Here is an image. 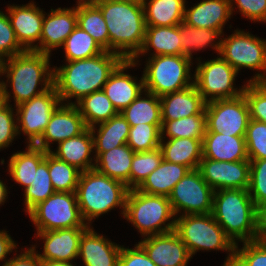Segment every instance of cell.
Wrapping results in <instances>:
<instances>
[{
	"mask_svg": "<svg viewBox=\"0 0 266 266\" xmlns=\"http://www.w3.org/2000/svg\"><path fill=\"white\" fill-rule=\"evenodd\" d=\"M123 60L120 55L105 50L97 56L67 61V65L53 69V85L61 102L73 97L78 102L88 94L101 91L112 72Z\"/></svg>",
	"mask_w": 266,
	"mask_h": 266,
	"instance_id": "cell-1",
	"label": "cell"
},
{
	"mask_svg": "<svg viewBox=\"0 0 266 266\" xmlns=\"http://www.w3.org/2000/svg\"><path fill=\"white\" fill-rule=\"evenodd\" d=\"M109 33V51L132 60L142 48L146 22L142 0L95 4Z\"/></svg>",
	"mask_w": 266,
	"mask_h": 266,
	"instance_id": "cell-2",
	"label": "cell"
},
{
	"mask_svg": "<svg viewBox=\"0 0 266 266\" xmlns=\"http://www.w3.org/2000/svg\"><path fill=\"white\" fill-rule=\"evenodd\" d=\"M50 55L26 50L5 59L3 73L11 82L15 106L38 96L53 86L54 70H49ZM44 78V79H43ZM40 82L43 88L36 90Z\"/></svg>",
	"mask_w": 266,
	"mask_h": 266,
	"instance_id": "cell-3",
	"label": "cell"
},
{
	"mask_svg": "<svg viewBox=\"0 0 266 266\" xmlns=\"http://www.w3.org/2000/svg\"><path fill=\"white\" fill-rule=\"evenodd\" d=\"M212 215L234 244L254 241L256 207L248 189L214 191Z\"/></svg>",
	"mask_w": 266,
	"mask_h": 266,
	"instance_id": "cell-4",
	"label": "cell"
},
{
	"mask_svg": "<svg viewBox=\"0 0 266 266\" xmlns=\"http://www.w3.org/2000/svg\"><path fill=\"white\" fill-rule=\"evenodd\" d=\"M128 191L124 183L95 169L81 172L76 195L83 220L89 225L93 218L118 206L122 207L124 216Z\"/></svg>",
	"mask_w": 266,
	"mask_h": 266,
	"instance_id": "cell-5",
	"label": "cell"
},
{
	"mask_svg": "<svg viewBox=\"0 0 266 266\" xmlns=\"http://www.w3.org/2000/svg\"><path fill=\"white\" fill-rule=\"evenodd\" d=\"M124 217L144 237L165 234L175 229V214L169 197L149 195L137 189L128 191ZM167 221L170 222L165 224Z\"/></svg>",
	"mask_w": 266,
	"mask_h": 266,
	"instance_id": "cell-6",
	"label": "cell"
},
{
	"mask_svg": "<svg viewBox=\"0 0 266 266\" xmlns=\"http://www.w3.org/2000/svg\"><path fill=\"white\" fill-rule=\"evenodd\" d=\"M174 231L192 257L199 250L230 251L229 259L235 254L236 244L226 235L212 213L181 215L175 219Z\"/></svg>",
	"mask_w": 266,
	"mask_h": 266,
	"instance_id": "cell-7",
	"label": "cell"
},
{
	"mask_svg": "<svg viewBox=\"0 0 266 266\" xmlns=\"http://www.w3.org/2000/svg\"><path fill=\"white\" fill-rule=\"evenodd\" d=\"M150 58L143 74L145 91L161 97L194 84V81L190 82L192 60L187 56L160 55Z\"/></svg>",
	"mask_w": 266,
	"mask_h": 266,
	"instance_id": "cell-8",
	"label": "cell"
},
{
	"mask_svg": "<svg viewBox=\"0 0 266 266\" xmlns=\"http://www.w3.org/2000/svg\"><path fill=\"white\" fill-rule=\"evenodd\" d=\"M28 214L37 227V232L90 227L82 218L76 192H54L45 201L33 207Z\"/></svg>",
	"mask_w": 266,
	"mask_h": 266,
	"instance_id": "cell-9",
	"label": "cell"
},
{
	"mask_svg": "<svg viewBox=\"0 0 266 266\" xmlns=\"http://www.w3.org/2000/svg\"><path fill=\"white\" fill-rule=\"evenodd\" d=\"M219 55L237 72L243 67L264 70L249 82L266 81V41L241 30L221 40Z\"/></svg>",
	"mask_w": 266,
	"mask_h": 266,
	"instance_id": "cell-10",
	"label": "cell"
},
{
	"mask_svg": "<svg viewBox=\"0 0 266 266\" xmlns=\"http://www.w3.org/2000/svg\"><path fill=\"white\" fill-rule=\"evenodd\" d=\"M237 73L220 56L205 63L200 61L193 81L203 100L208 103L219 99L235 98L243 94L244 86L241 89L239 88V90L233 86Z\"/></svg>",
	"mask_w": 266,
	"mask_h": 266,
	"instance_id": "cell-11",
	"label": "cell"
},
{
	"mask_svg": "<svg viewBox=\"0 0 266 266\" xmlns=\"http://www.w3.org/2000/svg\"><path fill=\"white\" fill-rule=\"evenodd\" d=\"M206 132L245 136L250 120L249 107L242 94L235 98L206 103Z\"/></svg>",
	"mask_w": 266,
	"mask_h": 266,
	"instance_id": "cell-12",
	"label": "cell"
},
{
	"mask_svg": "<svg viewBox=\"0 0 266 266\" xmlns=\"http://www.w3.org/2000/svg\"><path fill=\"white\" fill-rule=\"evenodd\" d=\"M214 189L202 178L198 169L190 170L173 188L169 196L174 214H206L213 210Z\"/></svg>",
	"mask_w": 266,
	"mask_h": 266,
	"instance_id": "cell-13",
	"label": "cell"
},
{
	"mask_svg": "<svg viewBox=\"0 0 266 266\" xmlns=\"http://www.w3.org/2000/svg\"><path fill=\"white\" fill-rule=\"evenodd\" d=\"M61 99L53 85L44 93L16 106L17 132L28 136L29 145H34L42 136ZM20 129V130H19Z\"/></svg>",
	"mask_w": 266,
	"mask_h": 266,
	"instance_id": "cell-14",
	"label": "cell"
},
{
	"mask_svg": "<svg viewBox=\"0 0 266 266\" xmlns=\"http://www.w3.org/2000/svg\"><path fill=\"white\" fill-rule=\"evenodd\" d=\"M198 170L214 191L249 187V160L228 162L202 158Z\"/></svg>",
	"mask_w": 266,
	"mask_h": 266,
	"instance_id": "cell-15",
	"label": "cell"
},
{
	"mask_svg": "<svg viewBox=\"0 0 266 266\" xmlns=\"http://www.w3.org/2000/svg\"><path fill=\"white\" fill-rule=\"evenodd\" d=\"M83 117L75 104H62L52 114L41 138L34 146L51 151L50 142L57 141L58 144L66 139L81 134L85 129Z\"/></svg>",
	"mask_w": 266,
	"mask_h": 266,
	"instance_id": "cell-16",
	"label": "cell"
},
{
	"mask_svg": "<svg viewBox=\"0 0 266 266\" xmlns=\"http://www.w3.org/2000/svg\"><path fill=\"white\" fill-rule=\"evenodd\" d=\"M156 266H187L191 258L175 231L148 236L138 243Z\"/></svg>",
	"mask_w": 266,
	"mask_h": 266,
	"instance_id": "cell-17",
	"label": "cell"
},
{
	"mask_svg": "<svg viewBox=\"0 0 266 266\" xmlns=\"http://www.w3.org/2000/svg\"><path fill=\"white\" fill-rule=\"evenodd\" d=\"M45 16L44 14L40 46L34 45V51L50 55L51 50L62 46L77 27V6L72 9H51L48 17Z\"/></svg>",
	"mask_w": 266,
	"mask_h": 266,
	"instance_id": "cell-18",
	"label": "cell"
},
{
	"mask_svg": "<svg viewBox=\"0 0 266 266\" xmlns=\"http://www.w3.org/2000/svg\"><path fill=\"white\" fill-rule=\"evenodd\" d=\"M89 227H73L37 232L36 237L45 240L41 260L72 262L79 254L80 239Z\"/></svg>",
	"mask_w": 266,
	"mask_h": 266,
	"instance_id": "cell-19",
	"label": "cell"
},
{
	"mask_svg": "<svg viewBox=\"0 0 266 266\" xmlns=\"http://www.w3.org/2000/svg\"><path fill=\"white\" fill-rule=\"evenodd\" d=\"M138 64L133 60H123L112 72L103 86V92L111 100L118 112L128 107L144 90V77L136 83L137 79L124 73V70Z\"/></svg>",
	"mask_w": 266,
	"mask_h": 266,
	"instance_id": "cell-20",
	"label": "cell"
},
{
	"mask_svg": "<svg viewBox=\"0 0 266 266\" xmlns=\"http://www.w3.org/2000/svg\"><path fill=\"white\" fill-rule=\"evenodd\" d=\"M8 18L19 44L25 50H34V42L41 39L43 10L32 2L22 6H9Z\"/></svg>",
	"mask_w": 266,
	"mask_h": 266,
	"instance_id": "cell-21",
	"label": "cell"
},
{
	"mask_svg": "<svg viewBox=\"0 0 266 266\" xmlns=\"http://www.w3.org/2000/svg\"><path fill=\"white\" fill-rule=\"evenodd\" d=\"M121 247L89 227L80 239L78 256L85 266H118Z\"/></svg>",
	"mask_w": 266,
	"mask_h": 266,
	"instance_id": "cell-22",
	"label": "cell"
},
{
	"mask_svg": "<svg viewBox=\"0 0 266 266\" xmlns=\"http://www.w3.org/2000/svg\"><path fill=\"white\" fill-rule=\"evenodd\" d=\"M202 156L215 161L249 160L245 136L205 132L202 140Z\"/></svg>",
	"mask_w": 266,
	"mask_h": 266,
	"instance_id": "cell-23",
	"label": "cell"
},
{
	"mask_svg": "<svg viewBox=\"0 0 266 266\" xmlns=\"http://www.w3.org/2000/svg\"><path fill=\"white\" fill-rule=\"evenodd\" d=\"M230 0H203L191 9H185L184 22L195 28L219 30L232 15Z\"/></svg>",
	"mask_w": 266,
	"mask_h": 266,
	"instance_id": "cell-24",
	"label": "cell"
},
{
	"mask_svg": "<svg viewBox=\"0 0 266 266\" xmlns=\"http://www.w3.org/2000/svg\"><path fill=\"white\" fill-rule=\"evenodd\" d=\"M160 104L162 120H176L194 114H203L206 106L194 84L186 89L162 95Z\"/></svg>",
	"mask_w": 266,
	"mask_h": 266,
	"instance_id": "cell-25",
	"label": "cell"
},
{
	"mask_svg": "<svg viewBox=\"0 0 266 266\" xmlns=\"http://www.w3.org/2000/svg\"><path fill=\"white\" fill-rule=\"evenodd\" d=\"M93 149V134L90 128H86L81 134L60 142L57 151L51 150V153L84 172L94 169L95 163L93 164L92 158L89 157Z\"/></svg>",
	"mask_w": 266,
	"mask_h": 266,
	"instance_id": "cell-26",
	"label": "cell"
},
{
	"mask_svg": "<svg viewBox=\"0 0 266 266\" xmlns=\"http://www.w3.org/2000/svg\"><path fill=\"white\" fill-rule=\"evenodd\" d=\"M134 153L127 144L102 152L94 160V169L124 183L130 190V169Z\"/></svg>",
	"mask_w": 266,
	"mask_h": 266,
	"instance_id": "cell-27",
	"label": "cell"
},
{
	"mask_svg": "<svg viewBox=\"0 0 266 266\" xmlns=\"http://www.w3.org/2000/svg\"><path fill=\"white\" fill-rule=\"evenodd\" d=\"M190 171L184 165L162 160L137 190L149 194L169 197L174 186Z\"/></svg>",
	"mask_w": 266,
	"mask_h": 266,
	"instance_id": "cell-28",
	"label": "cell"
},
{
	"mask_svg": "<svg viewBox=\"0 0 266 266\" xmlns=\"http://www.w3.org/2000/svg\"><path fill=\"white\" fill-rule=\"evenodd\" d=\"M180 40L181 34L179 25L146 26L142 48L132 60L136 62L139 55L147 53L149 48H154L155 54L153 53V56L182 55V45Z\"/></svg>",
	"mask_w": 266,
	"mask_h": 266,
	"instance_id": "cell-29",
	"label": "cell"
},
{
	"mask_svg": "<svg viewBox=\"0 0 266 266\" xmlns=\"http://www.w3.org/2000/svg\"><path fill=\"white\" fill-rule=\"evenodd\" d=\"M202 140L193 138L168 139L165 143L161 137L159 148L163 160L188 167L190 170L198 169L202 160ZM164 142V143H163Z\"/></svg>",
	"mask_w": 266,
	"mask_h": 266,
	"instance_id": "cell-30",
	"label": "cell"
},
{
	"mask_svg": "<svg viewBox=\"0 0 266 266\" xmlns=\"http://www.w3.org/2000/svg\"><path fill=\"white\" fill-rule=\"evenodd\" d=\"M99 124L96 137V126L90 127L94 140L95 158L102 152L127 144L130 125L120 112L108 121Z\"/></svg>",
	"mask_w": 266,
	"mask_h": 266,
	"instance_id": "cell-31",
	"label": "cell"
},
{
	"mask_svg": "<svg viewBox=\"0 0 266 266\" xmlns=\"http://www.w3.org/2000/svg\"><path fill=\"white\" fill-rule=\"evenodd\" d=\"M142 0L146 26H176L184 21L185 0Z\"/></svg>",
	"mask_w": 266,
	"mask_h": 266,
	"instance_id": "cell-32",
	"label": "cell"
},
{
	"mask_svg": "<svg viewBox=\"0 0 266 266\" xmlns=\"http://www.w3.org/2000/svg\"><path fill=\"white\" fill-rule=\"evenodd\" d=\"M45 155L46 151L29 144L27 151L12 154L8 170L13 180L25 189L29 187L39 164L45 159Z\"/></svg>",
	"mask_w": 266,
	"mask_h": 266,
	"instance_id": "cell-33",
	"label": "cell"
},
{
	"mask_svg": "<svg viewBox=\"0 0 266 266\" xmlns=\"http://www.w3.org/2000/svg\"><path fill=\"white\" fill-rule=\"evenodd\" d=\"M68 104L76 105L87 128L108 121L119 113L103 90L88 94L77 103Z\"/></svg>",
	"mask_w": 266,
	"mask_h": 266,
	"instance_id": "cell-34",
	"label": "cell"
},
{
	"mask_svg": "<svg viewBox=\"0 0 266 266\" xmlns=\"http://www.w3.org/2000/svg\"><path fill=\"white\" fill-rule=\"evenodd\" d=\"M146 97L142 93L120 113L127 120L130 127L137 124H162L160 97L154 93L144 90ZM143 98V99H142Z\"/></svg>",
	"mask_w": 266,
	"mask_h": 266,
	"instance_id": "cell-35",
	"label": "cell"
},
{
	"mask_svg": "<svg viewBox=\"0 0 266 266\" xmlns=\"http://www.w3.org/2000/svg\"><path fill=\"white\" fill-rule=\"evenodd\" d=\"M77 4V25L109 51V33L100 9L85 0H78Z\"/></svg>",
	"mask_w": 266,
	"mask_h": 266,
	"instance_id": "cell-36",
	"label": "cell"
},
{
	"mask_svg": "<svg viewBox=\"0 0 266 266\" xmlns=\"http://www.w3.org/2000/svg\"><path fill=\"white\" fill-rule=\"evenodd\" d=\"M179 30L181 34V45H182V56H187L192 58V53L204 47H207L209 44L214 48L218 53L221 49V40L222 32L219 30L213 29H204V28H195L186 24L184 21L179 24ZM215 44L212 43L214 39H217Z\"/></svg>",
	"mask_w": 266,
	"mask_h": 266,
	"instance_id": "cell-37",
	"label": "cell"
},
{
	"mask_svg": "<svg viewBox=\"0 0 266 266\" xmlns=\"http://www.w3.org/2000/svg\"><path fill=\"white\" fill-rule=\"evenodd\" d=\"M203 139L206 132V114H194L176 120H162L161 137Z\"/></svg>",
	"mask_w": 266,
	"mask_h": 266,
	"instance_id": "cell-38",
	"label": "cell"
},
{
	"mask_svg": "<svg viewBox=\"0 0 266 266\" xmlns=\"http://www.w3.org/2000/svg\"><path fill=\"white\" fill-rule=\"evenodd\" d=\"M62 46L64 47L66 61L88 59L105 51L90 34L78 25Z\"/></svg>",
	"mask_w": 266,
	"mask_h": 266,
	"instance_id": "cell-39",
	"label": "cell"
},
{
	"mask_svg": "<svg viewBox=\"0 0 266 266\" xmlns=\"http://www.w3.org/2000/svg\"><path fill=\"white\" fill-rule=\"evenodd\" d=\"M55 192L48 170V152L45 159L39 164L33 181L29 187L24 189L26 212L42 201H45Z\"/></svg>",
	"mask_w": 266,
	"mask_h": 266,
	"instance_id": "cell-40",
	"label": "cell"
},
{
	"mask_svg": "<svg viewBox=\"0 0 266 266\" xmlns=\"http://www.w3.org/2000/svg\"><path fill=\"white\" fill-rule=\"evenodd\" d=\"M48 170L55 192H76L81 171L48 152Z\"/></svg>",
	"mask_w": 266,
	"mask_h": 266,
	"instance_id": "cell-41",
	"label": "cell"
},
{
	"mask_svg": "<svg viewBox=\"0 0 266 266\" xmlns=\"http://www.w3.org/2000/svg\"><path fill=\"white\" fill-rule=\"evenodd\" d=\"M162 124H137L130 127L127 145L134 152L157 149L161 140Z\"/></svg>",
	"mask_w": 266,
	"mask_h": 266,
	"instance_id": "cell-42",
	"label": "cell"
},
{
	"mask_svg": "<svg viewBox=\"0 0 266 266\" xmlns=\"http://www.w3.org/2000/svg\"><path fill=\"white\" fill-rule=\"evenodd\" d=\"M162 160L159 147L152 151L135 152L130 169V190L137 189Z\"/></svg>",
	"mask_w": 266,
	"mask_h": 266,
	"instance_id": "cell-43",
	"label": "cell"
},
{
	"mask_svg": "<svg viewBox=\"0 0 266 266\" xmlns=\"http://www.w3.org/2000/svg\"><path fill=\"white\" fill-rule=\"evenodd\" d=\"M243 95L249 107L250 119L266 123V81L244 85Z\"/></svg>",
	"mask_w": 266,
	"mask_h": 266,
	"instance_id": "cell-44",
	"label": "cell"
},
{
	"mask_svg": "<svg viewBox=\"0 0 266 266\" xmlns=\"http://www.w3.org/2000/svg\"><path fill=\"white\" fill-rule=\"evenodd\" d=\"M245 142L249 159H266V123L250 119Z\"/></svg>",
	"mask_w": 266,
	"mask_h": 266,
	"instance_id": "cell-45",
	"label": "cell"
},
{
	"mask_svg": "<svg viewBox=\"0 0 266 266\" xmlns=\"http://www.w3.org/2000/svg\"><path fill=\"white\" fill-rule=\"evenodd\" d=\"M248 192L256 206L266 204V159H249Z\"/></svg>",
	"mask_w": 266,
	"mask_h": 266,
	"instance_id": "cell-46",
	"label": "cell"
},
{
	"mask_svg": "<svg viewBox=\"0 0 266 266\" xmlns=\"http://www.w3.org/2000/svg\"><path fill=\"white\" fill-rule=\"evenodd\" d=\"M7 82H3V101L0 104V149L8 147L13 141L17 132V122L14 119L13 108L9 104L10 94L7 91Z\"/></svg>",
	"mask_w": 266,
	"mask_h": 266,
	"instance_id": "cell-47",
	"label": "cell"
},
{
	"mask_svg": "<svg viewBox=\"0 0 266 266\" xmlns=\"http://www.w3.org/2000/svg\"><path fill=\"white\" fill-rule=\"evenodd\" d=\"M26 51L18 42L7 15L0 11V55L10 58Z\"/></svg>",
	"mask_w": 266,
	"mask_h": 266,
	"instance_id": "cell-48",
	"label": "cell"
},
{
	"mask_svg": "<svg viewBox=\"0 0 266 266\" xmlns=\"http://www.w3.org/2000/svg\"><path fill=\"white\" fill-rule=\"evenodd\" d=\"M243 247L238 249L236 244L235 254L247 266H266V242H243Z\"/></svg>",
	"mask_w": 266,
	"mask_h": 266,
	"instance_id": "cell-49",
	"label": "cell"
},
{
	"mask_svg": "<svg viewBox=\"0 0 266 266\" xmlns=\"http://www.w3.org/2000/svg\"><path fill=\"white\" fill-rule=\"evenodd\" d=\"M233 1L247 19L266 22V0H230L231 11L234 9Z\"/></svg>",
	"mask_w": 266,
	"mask_h": 266,
	"instance_id": "cell-50",
	"label": "cell"
},
{
	"mask_svg": "<svg viewBox=\"0 0 266 266\" xmlns=\"http://www.w3.org/2000/svg\"><path fill=\"white\" fill-rule=\"evenodd\" d=\"M118 266H156L144 249L136 244L135 249L121 247Z\"/></svg>",
	"mask_w": 266,
	"mask_h": 266,
	"instance_id": "cell-51",
	"label": "cell"
},
{
	"mask_svg": "<svg viewBox=\"0 0 266 266\" xmlns=\"http://www.w3.org/2000/svg\"><path fill=\"white\" fill-rule=\"evenodd\" d=\"M35 252V246H32L24 253L8 259L3 266H41V259Z\"/></svg>",
	"mask_w": 266,
	"mask_h": 266,
	"instance_id": "cell-52",
	"label": "cell"
},
{
	"mask_svg": "<svg viewBox=\"0 0 266 266\" xmlns=\"http://www.w3.org/2000/svg\"><path fill=\"white\" fill-rule=\"evenodd\" d=\"M254 240L266 242V204L256 206Z\"/></svg>",
	"mask_w": 266,
	"mask_h": 266,
	"instance_id": "cell-53",
	"label": "cell"
},
{
	"mask_svg": "<svg viewBox=\"0 0 266 266\" xmlns=\"http://www.w3.org/2000/svg\"><path fill=\"white\" fill-rule=\"evenodd\" d=\"M16 245L6 231H0V261H5V257L17 247Z\"/></svg>",
	"mask_w": 266,
	"mask_h": 266,
	"instance_id": "cell-54",
	"label": "cell"
},
{
	"mask_svg": "<svg viewBox=\"0 0 266 266\" xmlns=\"http://www.w3.org/2000/svg\"><path fill=\"white\" fill-rule=\"evenodd\" d=\"M223 266H247L236 254L227 259Z\"/></svg>",
	"mask_w": 266,
	"mask_h": 266,
	"instance_id": "cell-55",
	"label": "cell"
},
{
	"mask_svg": "<svg viewBox=\"0 0 266 266\" xmlns=\"http://www.w3.org/2000/svg\"><path fill=\"white\" fill-rule=\"evenodd\" d=\"M41 266H74L71 262L41 260Z\"/></svg>",
	"mask_w": 266,
	"mask_h": 266,
	"instance_id": "cell-56",
	"label": "cell"
},
{
	"mask_svg": "<svg viewBox=\"0 0 266 266\" xmlns=\"http://www.w3.org/2000/svg\"><path fill=\"white\" fill-rule=\"evenodd\" d=\"M7 186H5V184L0 180V204H4V201L7 197Z\"/></svg>",
	"mask_w": 266,
	"mask_h": 266,
	"instance_id": "cell-57",
	"label": "cell"
},
{
	"mask_svg": "<svg viewBox=\"0 0 266 266\" xmlns=\"http://www.w3.org/2000/svg\"><path fill=\"white\" fill-rule=\"evenodd\" d=\"M86 2L90 3V4H99V3H108V2H126V1H130V0H85Z\"/></svg>",
	"mask_w": 266,
	"mask_h": 266,
	"instance_id": "cell-58",
	"label": "cell"
},
{
	"mask_svg": "<svg viewBox=\"0 0 266 266\" xmlns=\"http://www.w3.org/2000/svg\"><path fill=\"white\" fill-rule=\"evenodd\" d=\"M4 62H5V58L3 56L0 55V75H3V69H4Z\"/></svg>",
	"mask_w": 266,
	"mask_h": 266,
	"instance_id": "cell-59",
	"label": "cell"
},
{
	"mask_svg": "<svg viewBox=\"0 0 266 266\" xmlns=\"http://www.w3.org/2000/svg\"><path fill=\"white\" fill-rule=\"evenodd\" d=\"M4 102L3 101V81H0V104Z\"/></svg>",
	"mask_w": 266,
	"mask_h": 266,
	"instance_id": "cell-60",
	"label": "cell"
}]
</instances>
